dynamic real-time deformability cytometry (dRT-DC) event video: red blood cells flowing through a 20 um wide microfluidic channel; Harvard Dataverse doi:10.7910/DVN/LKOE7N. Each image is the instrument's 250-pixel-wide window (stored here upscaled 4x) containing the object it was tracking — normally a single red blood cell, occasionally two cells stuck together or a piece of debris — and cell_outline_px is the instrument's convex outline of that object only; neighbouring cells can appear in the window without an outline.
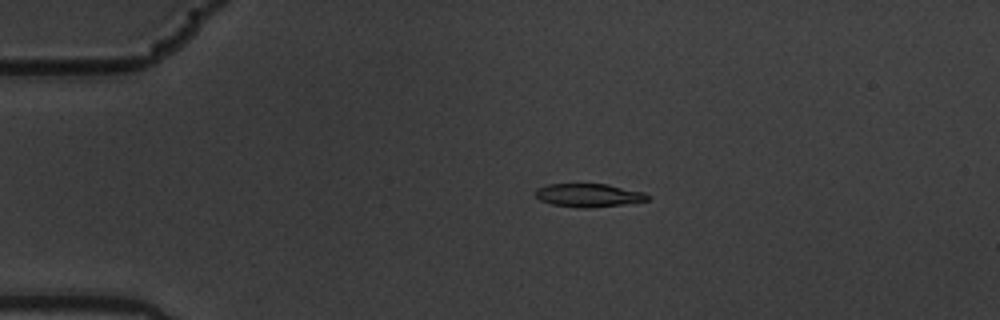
{"species": "common noctule bat (a hibernating species)", "species_latin": "Nyctalus noctula", "temperature_condition": "warm", "stored_images_in_passage": 7, "camera_frame_rate_fps": 3000, "um_per_image_px": 0.085, "animal": {"sex": "male", "body_mass_g": 19.5, "forearm_length_mm": 54.6}, "frame": {"image": 1, "passage_image": 4, "time_ms": 1.0, "image_size_px": [1000, 320], "cell_outline_px": [[652, 196], [648, 200], [624, 204], [592, 208], [576, 208], [552, 204], [540, 200], [536, 196], [536, 188], [548, 184], [608, 184], [644, 192]], "centroid_in_image_um": [50.06, 16.6], "position_along_channel_um": 34.9, "area_um2": 15.37}}
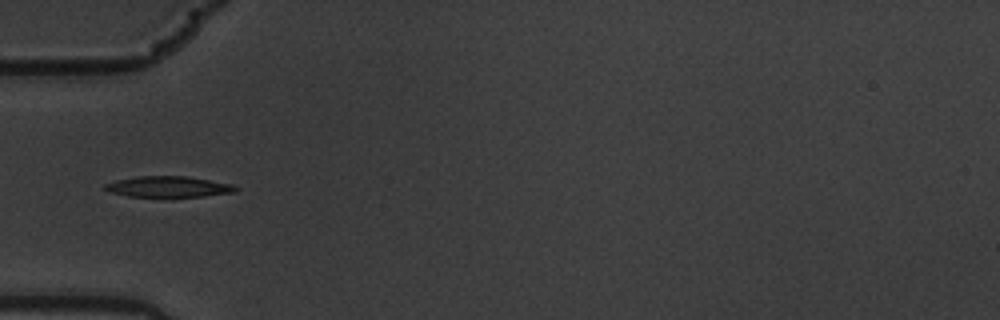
{"frame": {"image": 2, "passage_image": 6, "time_ms": 1.667, "image_size_px": [1000, 320], "cell_outline_px": [[240, 188], [236, 192], [204, 196], [128, 196], [108, 192], [104, 188], [104, 184], [116, 180], [136, 176], [188, 176], [232, 184]], "centroid_in_image_um": [14.32, 15.86], "position_along_channel_um": 70.7, "area_um2": 15.9}}
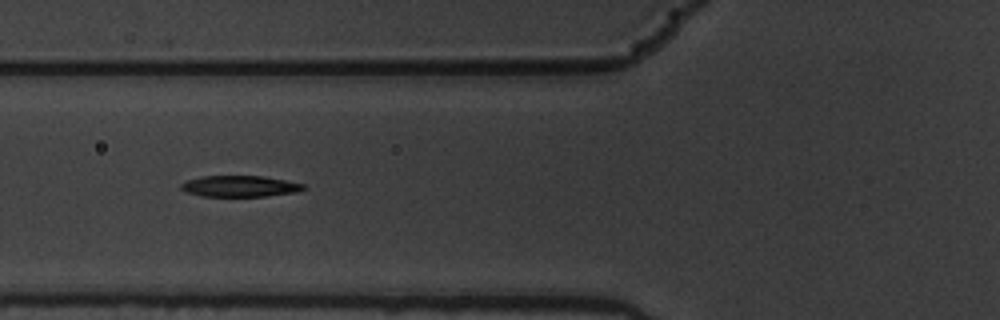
{"frame": {"image": 3, "passage_image": 7, "time_ms": 2.0, "image_size_px": [1000, 320], "cell_outline_px": [[308, 188], [296, 192], [264, 196], [200, 196], [184, 192], [180, 188], [180, 184], [188, 180], [200, 176], [264, 176], [304, 184]], "centroid_in_image_um": [20.36, 15.83], "position_along_channel_um": 105.4, "area_um2": 15.14}}